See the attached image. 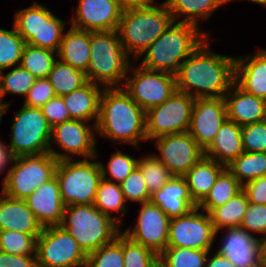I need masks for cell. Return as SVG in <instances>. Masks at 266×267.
I'll return each mask as SVG.
<instances>
[{"instance_id": "6da1fadb", "label": "cell", "mask_w": 266, "mask_h": 267, "mask_svg": "<svg viewBox=\"0 0 266 267\" xmlns=\"http://www.w3.org/2000/svg\"><path fill=\"white\" fill-rule=\"evenodd\" d=\"M209 36L180 65L175 74L177 91L196 98H221L235 80L236 57L215 54Z\"/></svg>"}, {"instance_id": "7a4b0ae2", "label": "cell", "mask_w": 266, "mask_h": 267, "mask_svg": "<svg viewBox=\"0 0 266 267\" xmlns=\"http://www.w3.org/2000/svg\"><path fill=\"white\" fill-rule=\"evenodd\" d=\"M146 112L123 87L104 88L100 97L96 133L137 147L147 141Z\"/></svg>"}, {"instance_id": "3957f363", "label": "cell", "mask_w": 266, "mask_h": 267, "mask_svg": "<svg viewBox=\"0 0 266 267\" xmlns=\"http://www.w3.org/2000/svg\"><path fill=\"white\" fill-rule=\"evenodd\" d=\"M209 33L191 23L173 22L169 28L142 53L140 65L151 70L176 74ZM144 54V55H143Z\"/></svg>"}, {"instance_id": "277c9868", "label": "cell", "mask_w": 266, "mask_h": 267, "mask_svg": "<svg viewBox=\"0 0 266 267\" xmlns=\"http://www.w3.org/2000/svg\"><path fill=\"white\" fill-rule=\"evenodd\" d=\"M174 22L164 1L141 7L125 8L122 11L118 33L127 55L137 62L142 53Z\"/></svg>"}, {"instance_id": "5b68a950", "label": "cell", "mask_w": 266, "mask_h": 267, "mask_svg": "<svg viewBox=\"0 0 266 267\" xmlns=\"http://www.w3.org/2000/svg\"><path fill=\"white\" fill-rule=\"evenodd\" d=\"M90 62L87 81L105 88L120 87L131 64L117 30L90 32ZM120 83V84H119Z\"/></svg>"}, {"instance_id": "8992f818", "label": "cell", "mask_w": 266, "mask_h": 267, "mask_svg": "<svg viewBox=\"0 0 266 267\" xmlns=\"http://www.w3.org/2000/svg\"><path fill=\"white\" fill-rule=\"evenodd\" d=\"M88 255L112 242L122 231L120 225L93 204L65 206L60 224Z\"/></svg>"}, {"instance_id": "52a82bcc", "label": "cell", "mask_w": 266, "mask_h": 267, "mask_svg": "<svg viewBox=\"0 0 266 267\" xmlns=\"http://www.w3.org/2000/svg\"><path fill=\"white\" fill-rule=\"evenodd\" d=\"M12 163L1 192L14 199H25L55 176L58 160L48 152L14 157Z\"/></svg>"}, {"instance_id": "ba28073f", "label": "cell", "mask_w": 266, "mask_h": 267, "mask_svg": "<svg viewBox=\"0 0 266 267\" xmlns=\"http://www.w3.org/2000/svg\"><path fill=\"white\" fill-rule=\"evenodd\" d=\"M55 176L65 206L93 204L98 184L102 179L98 160H60Z\"/></svg>"}, {"instance_id": "9c48e42d", "label": "cell", "mask_w": 266, "mask_h": 267, "mask_svg": "<svg viewBox=\"0 0 266 267\" xmlns=\"http://www.w3.org/2000/svg\"><path fill=\"white\" fill-rule=\"evenodd\" d=\"M11 126L10 151L14 157L49 152L51 126L41 108L22 105L14 114Z\"/></svg>"}, {"instance_id": "30bf717a", "label": "cell", "mask_w": 266, "mask_h": 267, "mask_svg": "<svg viewBox=\"0 0 266 267\" xmlns=\"http://www.w3.org/2000/svg\"><path fill=\"white\" fill-rule=\"evenodd\" d=\"M14 27L26 43L58 52L66 23L35 2L16 12Z\"/></svg>"}, {"instance_id": "8fae6325", "label": "cell", "mask_w": 266, "mask_h": 267, "mask_svg": "<svg viewBox=\"0 0 266 267\" xmlns=\"http://www.w3.org/2000/svg\"><path fill=\"white\" fill-rule=\"evenodd\" d=\"M135 66L130 65L128 70L133 71V77L127 74L126 82L120 87H123L145 112L164 103L177 90L174 74L147 69L141 65Z\"/></svg>"}, {"instance_id": "7c38bea8", "label": "cell", "mask_w": 266, "mask_h": 267, "mask_svg": "<svg viewBox=\"0 0 266 267\" xmlns=\"http://www.w3.org/2000/svg\"><path fill=\"white\" fill-rule=\"evenodd\" d=\"M195 98L180 91L161 105L146 111L147 141L161 136L188 132Z\"/></svg>"}, {"instance_id": "4fadbf2b", "label": "cell", "mask_w": 266, "mask_h": 267, "mask_svg": "<svg viewBox=\"0 0 266 267\" xmlns=\"http://www.w3.org/2000/svg\"><path fill=\"white\" fill-rule=\"evenodd\" d=\"M38 267H85L87 255L61 226L43 228L36 239Z\"/></svg>"}, {"instance_id": "5bb4252c", "label": "cell", "mask_w": 266, "mask_h": 267, "mask_svg": "<svg viewBox=\"0 0 266 267\" xmlns=\"http://www.w3.org/2000/svg\"><path fill=\"white\" fill-rule=\"evenodd\" d=\"M95 132L96 125H89L86 121L71 119L56 124L51 127L49 153L58 161L73 159L76 155L84 159H97ZM51 141L63 150L62 153L52 148Z\"/></svg>"}, {"instance_id": "9a60e30c", "label": "cell", "mask_w": 266, "mask_h": 267, "mask_svg": "<svg viewBox=\"0 0 266 267\" xmlns=\"http://www.w3.org/2000/svg\"><path fill=\"white\" fill-rule=\"evenodd\" d=\"M198 207L184 216L174 217L169 222L167 247H187L192 249L211 250L216 230L207 212Z\"/></svg>"}, {"instance_id": "2e32d148", "label": "cell", "mask_w": 266, "mask_h": 267, "mask_svg": "<svg viewBox=\"0 0 266 267\" xmlns=\"http://www.w3.org/2000/svg\"><path fill=\"white\" fill-rule=\"evenodd\" d=\"M160 155H154L173 176L183 177L204 155L189 132L153 139Z\"/></svg>"}, {"instance_id": "e0dca14e", "label": "cell", "mask_w": 266, "mask_h": 267, "mask_svg": "<svg viewBox=\"0 0 266 267\" xmlns=\"http://www.w3.org/2000/svg\"><path fill=\"white\" fill-rule=\"evenodd\" d=\"M141 209L134 228L124 230L133 241L160 255L168 245L170 218L151 201L140 203Z\"/></svg>"}, {"instance_id": "ac0fdd59", "label": "cell", "mask_w": 266, "mask_h": 267, "mask_svg": "<svg viewBox=\"0 0 266 267\" xmlns=\"http://www.w3.org/2000/svg\"><path fill=\"white\" fill-rule=\"evenodd\" d=\"M226 119L227 109L224 97L196 98L188 132L197 144L205 150Z\"/></svg>"}, {"instance_id": "d6986e66", "label": "cell", "mask_w": 266, "mask_h": 267, "mask_svg": "<svg viewBox=\"0 0 266 267\" xmlns=\"http://www.w3.org/2000/svg\"><path fill=\"white\" fill-rule=\"evenodd\" d=\"M122 11L116 0H79L71 27L90 32L118 30Z\"/></svg>"}, {"instance_id": "ffe728a7", "label": "cell", "mask_w": 266, "mask_h": 267, "mask_svg": "<svg viewBox=\"0 0 266 267\" xmlns=\"http://www.w3.org/2000/svg\"><path fill=\"white\" fill-rule=\"evenodd\" d=\"M24 200L43 228L60 226L65 205L56 176L36 188L35 192Z\"/></svg>"}, {"instance_id": "44dd1931", "label": "cell", "mask_w": 266, "mask_h": 267, "mask_svg": "<svg viewBox=\"0 0 266 267\" xmlns=\"http://www.w3.org/2000/svg\"><path fill=\"white\" fill-rule=\"evenodd\" d=\"M217 253L227 257L235 267H257L260 265V238L241 227L226 228Z\"/></svg>"}, {"instance_id": "7402d4cb", "label": "cell", "mask_w": 266, "mask_h": 267, "mask_svg": "<svg viewBox=\"0 0 266 267\" xmlns=\"http://www.w3.org/2000/svg\"><path fill=\"white\" fill-rule=\"evenodd\" d=\"M224 99L227 119L239 126L266 120V100L244 91L235 82Z\"/></svg>"}, {"instance_id": "603a6c76", "label": "cell", "mask_w": 266, "mask_h": 267, "mask_svg": "<svg viewBox=\"0 0 266 267\" xmlns=\"http://www.w3.org/2000/svg\"><path fill=\"white\" fill-rule=\"evenodd\" d=\"M7 230L30 234L37 239L43 227L36 220L24 199H14L1 192L0 231Z\"/></svg>"}, {"instance_id": "cb8c5ba5", "label": "cell", "mask_w": 266, "mask_h": 267, "mask_svg": "<svg viewBox=\"0 0 266 267\" xmlns=\"http://www.w3.org/2000/svg\"><path fill=\"white\" fill-rule=\"evenodd\" d=\"M150 201L159 206L171 219L184 216L197 207L184 177L173 176L161 189L151 195Z\"/></svg>"}, {"instance_id": "d4e9b609", "label": "cell", "mask_w": 266, "mask_h": 267, "mask_svg": "<svg viewBox=\"0 0 266 267\" xmlns=\"http://www.w3.org/2000/svg\"><path fill=\"white\" fill-rule=\"evenodd\" d=\"M234 82L244 91L266 100V50L236 57Z\"/></svg>"}, {"instance_id": "484cf974", "label": "cell", "mask_w": 266, "mask_h": 267, "mask_svg": "<svg viewBox=\"0 0 266 267\" xmlns=\"http://www.w3.org/2000/svg\"><path fill=\"white\" fill-rule=\"evenodd\" d=\"M243 152L241 126L226 119L213 141L204 150V156L227 166Z\"/></svg>"}, {"instance_id": "4316f807", "label": "cell", "mask_w": 266, "mask_h": 267, "mask_svg": "<svg viewBox=\"0 0 266 267\" xmlns=\"http://www.w3.org/2000/svg\"><path fill=\"white\" fill-rule=\"evenodd\" d=\"M104 88L101 85L87 81L80 88L63 96L64 104L71 119L80 121H95L99 118L100 97Z\"/></svg>"}, {"instance_id": "83f0119b", "label": "cell", "mask_w": 266, "mask_h": 267, "mask_svg": "<svg viewBox=\"0 0 266 267\" xmlns=\"http://www.w3.org/2000/svg\"><path fill=\"white\" fill-rule=\"evenodd\" d=\"M90 31L70 27L62 36L57 57L73 68L87 72L90 62Z\"/></svg>"}, {"instance_id": "f1b7e54d", "label": "cell", "mask_w": 266, "mask_h": 267, "mask_svg": "<svg viewBox=\"0 0 266 267\" xmlns=\"http://www.w3.org/2000/svg\"><path fill=\"white\" fill-rule=\"evenodd\" d=\"M226 168L216 160L202 158L183 176L187 182L190 195L198 205L209 193L219 174Z\"/></svg>"}, {"instance_id": "f546056e", "label": "cell", "mask_w": 266, "mask_h": 267, "mask_svg": "<svg viewBox=\"0 0 266 267\" xmlns=\"http://www.w3.org/2000/svg\"><path fill=\"white\" fill-rule=\"evenodd\" d=\"M165 2L174 22L191 23L198 27L199 19H209L217 8L224 5L222 0H165ZM181 17L183 19H180Z\"/></svg>"}, {"instance_id": "4dcf8cb0", "label": "cell", "mask_w": 266, "mask_h": 267, "mask_svg": "<svg viewBox=\"0 0 266 267\" xmlns=\"http://www.w3.org/2000/svg\"><path fill=\"white\" fill-rule=\"evenodd\" d=\"M243 190V186L225 168L216 179L206 197L197 205V207L209 213L212 209L226 204Z\"/></svg>"}, {"instance_id": "1f68e13d", "label": "cell", "mask_w": 266, "mask_h": 267, "mask_svg": "<svg viewBox=\"0 0 266 267\" xmlns=\"http://www.w3.org/2000/svg\"><path fill=\"white\" fill-rule=\"evenodd\" d=\"M125 203L126 200L120 184L102 178L98 184L93 205L103 214L113 218L121 226V216H124L127 213ZM115 211L120 213V218L119 216H112V213Z\"/></svg>"}, {"instance_id": "d6a6232c", "label": "cell", "mask_w": 266, "mask_h": 267, "mask_svg": "<svg viewBox=\"0 0 266 267\" xmlns=\"http://www.w3.org/2000/svg\"><path fill=\"white\" fill-rule=\"evenodd\" d=\"M248 205L247 195L242 190L226 204L212 209L208 214L216 233L221 229L240 227Z\"/></svg>"}, {"instance_id": "836d02e7", "label": "cell", "mask_w": 266, "mask_h": 267, "mask_svg": "<svg viewBox=\"0 0 266 267\" xmlns=\"http://www.w3.org/2000/svg\"><path fill=\"white\" fill-rule=\"evenodd\" d=\"M226 168L244 186L250 181L266 176V152H243Z\"/></svg>"}, {"instance_id": "e575fe53", "label": "cell", "mask_w": 266, "mask_h": 267, "mask_svg": "<svg viewBox=\"0 0 266 267\" xmlns=\"http://www.w3.org/2000/svg\"><path fill=\"white\" fill-rule=\"evenodd\" d=\"M47 78L53 86L56 96L61 97L68 95L87 82L86 74L83 71L58 59Z\"/></svg>"}, {"instance_id": "d590c367", "label": "cell", "mask_w": 266, "mask_h": 267, "mask_svg": "<svg viewBox=\"0 0 266 267\" xmlns=\"http://www.w3.org/2000/svg\"><path fill=\"white\" fill-rule=\"evenodd\" d=\"M57 59V52L26 43L20 66L36 78H47Z\"/></svg>"}, {"instance_id": "8d00e7d4", "label": "cell", "mask_w": 266, "mask_h": 267, "mask_svg": "<svg viewBox=\"0 0 266 267\" xmlns=\"http://www.w3.org/2000/svg\"><path fill=\"white\" fill-rule=\"evenodd\" d=\"M36 79V77L20 65L15 66V68L6 74L0 71V100L3 107L1 111L5 114L9 105H11L8 102L3 103V98L6 93L26 97Z\"/></svg>"}, {"instance_id": "74e56055", "label": "cell", "mask_w": 266, "mask_h": 267, "mask_svg": "<svg viewBox=\"0 0 266 267\" xmlns=\"http://www.w3.org/2000/svg\"><path fill=\"white\" fill-rule=\"evenodd\" d=\"M210 250L166 247L159 259L166 267H205Z\"/></svg>"}, {"instance_id": "f35d334b", "label": "cell", "mask_w": 266, "mask_h": 267, "mask_svg": "<svg viewBox=\"0 0 266 267\" xmlns=\"http://www.w3.org/2000/svg\"><path fill=\"white\" fill-rule=\"evenodd\" d=\"M25 40L13 25L12 30L0 28V71L20 65Z\"/></svg>"}, {"instance_id": "ab89813d", "label": "cell", "mask_w": 266, "mask_h": 267, "mask_svg": "<svg viewBox=\"0 0 266 267\" xmlns=\"http://www.w3.org/2000/svg\"><path fill=\"white\" fill-rule=\"evenodd\" d=\"M85 267H124L123 232L112 242L88 254Z\"/></svg>"}, {"instance_id": "60d3db41", "label": "cell", "mask_w": 266, "mask_h": 267, "mask_svg": "<svg viewBox=\"0 0 266 267\" xmlns=\"http://www.w3.org/2000/svg\"><path fill=\"white\" fill-rule=\"evenodd\" d=\"M138 167L141 169L147 189L151 195L161 189L173 177L168 168L154 154L141 157Z\"/></svg>"}, {"instance_id": "b9f144b4", "label": "cell", "mask_w": 266, "mask_h": 267, "mask_svg": "<svg viewBox=\"0 0 266 267\" xmlns=\"http://www.w3.org/2000/svg\"><path fill=\"white\" fill-rule=\"evenodd\" d=\"M138 162L139 159L132 158L126 153L123 154V152L118 149H116L115 153L111 154L107 166H104L103 162L98 161L102 178L119 184L136 169ZM108 175H110V177L106 178Z\"/></svg>"}, {"instance_id": "7bdbcfd3", "label": "cell", "mask_w": 266, "mask_h": 267, "mask_svg": "<svg viewBox=\"0 0 266 267\" xmlns=\"http://www.w3.org/2000/svg\"><path fill=\"white\" fill-rule=\"evenodd\" d=\"M36 239L19 231H0V251L13 255H36Z\"/></svg>"}, {"instance_id": "ee69618b", "label": "cell", "mask_w": 266, "mask_h": 267, "mask_svg": "<svg viewBox=\"0 0 266 267\" xmlns=\"http://www.w3.org/2000/svg\"><path fill=\"white\" fill-rule=\"evenodd\" d=\"M123 257L124 267H151L159 255L123 233Z\"/></svg>"}, {"instance_id": "f6af8a7d", "label": "cell", "mask_w": 266, "mask_h": 267, "mask_svg": "<svg viewBox=\"0 0 266 267\" xmlns=\"http://www.w3.org/2000/svg\"><path fill=\"white\" fill-rule=\"evenodd\" d=\"M125 200L145 203L150 201L149 193L141 169L137 166L126 179L120 183Z\"/></svg>"}, {"instance_id": "bcb514c9", "label": "cell", "mask_w": 266, "mask_h": 267, "mask_svg": "<svg viewBox=\"0 0 266 267\" xmlns=\"http://www.w3.org/2000/svg\"><path fill=\"white\" fill-rule=\"evenodd\" d=\"M244 152H266V120L241 126Z\"/></svg>"}, {"instance_id": "7dc6e473", "label": "cell", "mask_w": 266, "mask_h": 267, "mask_svg": "<svg viewBox=\"0 0 266 267\" xmlns=\"http://www.w3.org/2000/svg\"><path fill=\"white\" fill-rule=\"evenodd\" d=\"M240 227L251 235L259 233L266 237V205L249 202Z\"/></svg>"}, {"instance_id": "c3c4849f", "label": "cell", "mask_w": 266, "mask_h": 267, "mask_svg": "<svg viewBox=\"0 0 266 267\" xmlns=\"http://www.w3.org/2000/svg\"><path fill=\"white\" fill-rule=\"evenodd\" d=\"M56 96L48 78H37L26 95L24 105L41 108L46 102Z\"/></svg>"}, {"instance_id": "681fc988", "label": "cell", "mask_w": 266, "mask_h": 267, "mask_svg": "<svg viewBox=\"0 0 266 267\" xmlns=\"http://www.w3.org/2000/svg\"><path fill=\"white\" fill-rule=\"evenodd\" d=\"M41 111L51 127L71 120L70 114L64 104L63 97L61 96H55L50 99L41 107Z\"/></svg>"}, {"instance_id": "f907efd6", "label": "cell", "mask_w": 266, "mask_h": 267, "mask_svg": "<svg viewBox=\"0 0 266 267\" xmlns=\"http://www.w3.org/2000/svg\"><path fill=\"white\" fill-rule=\"evenodd\" d=\"M248 201L256 204L266 205V176H262L243 186Z\"/></svg>"}, {"instance_id": "816d5d0a", "label": "cell", "mask_w": 266, "mask_h": 267, "mask_svg": "<svg viewBox=\"0 0 266 267\" xmlns=\"http://www.w3.org/2000/svg\"><path fill=\"white\" fill-rule=\"evenodd\" d=\"M0 267H38L36 255H13L0 251Z\"/></svg>"}, {"instance_id": "f5cc1de1", "label": "cell", "mask_w": 266, "mask_h": 267, "mask_svg": "<svg viewBox=\"0 0 266 267\" xmlns=\"http://www.w3.org/2000/svg\"><path fill=\"white\" fill-rule=\"evenodd\" d=\"M210 254L211 253L209 252L205 267H235L227 257L215 252L212 258H209Z\"/></svg>"}, {"instance_id": "db71d44e", "label": "cell", "mask_w": 266, "mask_h": 267, "mask_svg": "<svg viewBox=\"0 0 266 267\" xmlns=\"http://www.w3.org/2000/svg\"><path fill=\"white\" fill-rule=\"evenodd\" d=\"M14 156L10 151V148L7 147L0 139V174L4 172L5 167L11 162H13Z\"/></svg>"}, {"instance_id": "11a10c76", "label": "cell", "mask_w": 266, "mask_h": 267, "mask_svg": "<svg viewBox=\"0 0 266 267\" xmlns=\"http://www.w3.org/2000/svg\"><path fill=\"white\" fill-rule=\"evenodd\" d=\"M123 8L141 7L153 4L156 0H116Z\"/></svg>"}, {"instance_id": "9f6ffc18", "label": "cell", "mask_w": 266, "mask_h": 267, "mask_svg": "<svg viewBox=\"0 0 266 267\" xmlns=\"http://www.w3.org/2000/svg\"><path fill=\"white\" fill-rule=\"evenodd\" d=\"M260 266L266 267V237H260Z\"/></svg>"}, {"instance_id": "6f0895ef", "label": "cell", "mask_w": 266, "mask_h": 267, "mask_svg": "<svg viewBox=\"0 0 266 267\" xmlns=\"http://www.w3.org/2000/svg\"><path fill=\"white\" fill-rule=\"evenodd\" d=\"M224 4L228 3L229 1H232V0H222ZM248 1H251L253 3H256V4H259V5H264L266 6V0H248Z\"/></svg>"}, {"instance_id": "680465c9", "label": "cell", "mask_w": 266, "mask_h": 267, "mask_svg": "<svg viewBox=\"0 0 266 267\" xmlns=\"http://www.w3.org/2000/svg\"><path fill=\"white\" fill-rule=\"evenodd\" d=\"M151 267H166V265L158 258Z\"/></svg>"}, {"instance_id": "91938a15", "label": "cell", "mask_w": 266, "mask_h": 267, "mask_svg": "<svg viewBox=\"0 0 266 267\" xmlns=\"http://www.w3.org/2000/svg\"><path fill=\"white\" fill-rule=\"evenodd\" d=\"M3 115H4V113L0 110V125H1V120H2Z\"/></svg>"}, {"instance_id": "94428289", "label": "cell", "mask_w": 266, "mask_h": 267, "mask_svg": "<svg viewBox=\"0 0 266 267\" xmlns=\"http://www.w3.org/2000/svg\"><path fill=\"white\" fill-rule=\"evenodd\" d=\"M2 108H3V107H2V103H1V100H0V110H2Z\"/></svg>"}]
</instances>
